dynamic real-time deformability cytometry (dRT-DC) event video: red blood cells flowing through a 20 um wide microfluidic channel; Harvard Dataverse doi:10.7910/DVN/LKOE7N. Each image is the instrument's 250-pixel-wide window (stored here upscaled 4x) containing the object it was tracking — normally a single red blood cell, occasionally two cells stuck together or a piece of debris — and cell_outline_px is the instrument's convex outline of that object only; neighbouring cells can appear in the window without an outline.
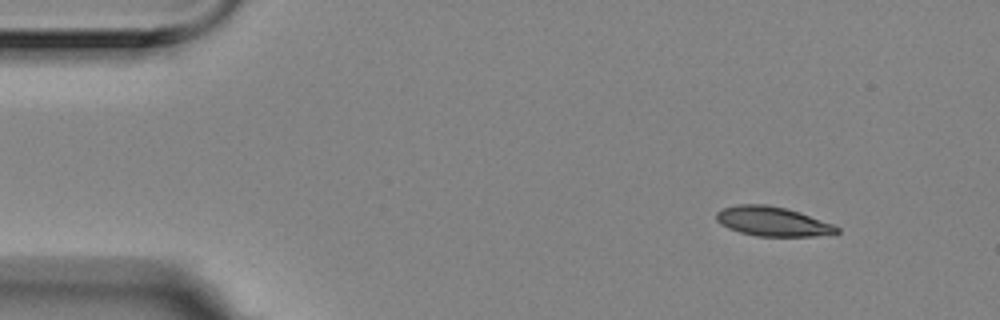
{"species": "Egyptian fruit bat (a non-hibernating species)", "species_latin": "Rousettus aegyptiacus", "temperature_condition": "room temperature", "stored_images_in_passage": 4, "camera_frame_rate_fps": 3000, "um_per_image_px": 0.085, "animal": {"sex": "female"}, "frame": {"image": 1, "passage_image": 1, "time_ms": 0.0, "image_size_px": [1000, 320], "cell_outline_px": [[840, 232], [836, 236], [756, 236], [740, 232], [728, 228], [720, 224], [716, 220], [716, 212], [720, 208], [736, 204], [764, 204], [784, 208], [800, 212], [832, 224], [840, 228]], "centroid_in_image_um": [65.69, 18.83], "position_along_channel_um": 19.3, "area_um2": 20.98}}
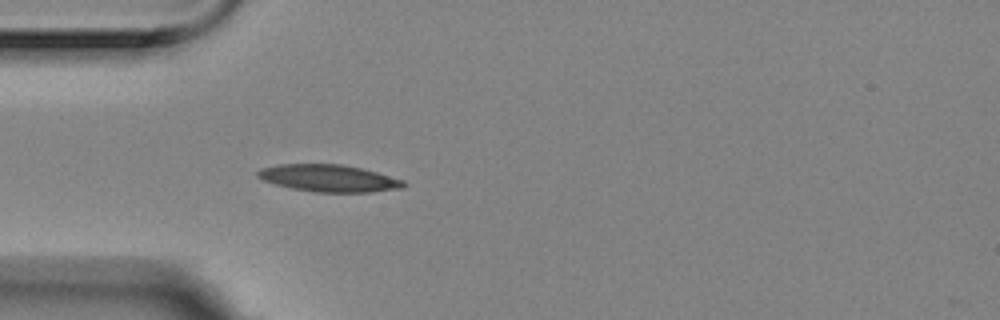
{"frame": {"image": 2, "passage_image": 4, "time_ms": 1.0, "image_size_px": [1000, 320], "cell_outline_px": [[408, 184], [404, 188], [372, 192], [316, 192], [292, 188], [276, 184], [264, 180], [256, 176], [256, 172], [260, 168], [280, 164], [340, 164], [360, 168], [376, 172], [404, 180]], "centroid_in_image_um": [27.97, 15.15], "position_along_channel_um": 57.0, "area_um2": 23.0}}